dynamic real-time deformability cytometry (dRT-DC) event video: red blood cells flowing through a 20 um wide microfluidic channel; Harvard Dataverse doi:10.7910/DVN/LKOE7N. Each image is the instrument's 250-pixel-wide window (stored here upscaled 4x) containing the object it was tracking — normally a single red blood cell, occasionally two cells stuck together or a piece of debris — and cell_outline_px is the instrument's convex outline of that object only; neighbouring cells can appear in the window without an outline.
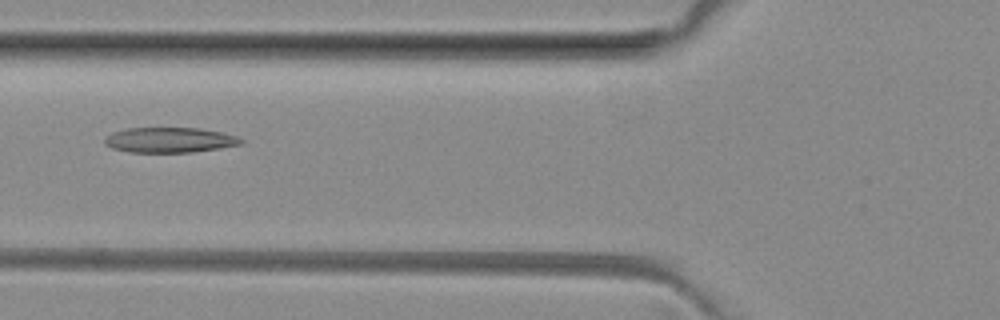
{"species": "common noctule bat (a hibernating species)", "species_latin": "Nyctalus noctula", "temperature_condition": "room temperature", "stored_images_in_passage": 5, "camera_frame_rate_fps": 3000, "um_per_image_px": 0.085, "animal": {"sex": "female", "body_mass_g": 29.2, "forearm_length_mm": 56.3}, "frame": {"image": 1, "passage_image": 5, "time_ms": 6.0, "image_size_px": [1000, 320], "cell_outline_px": [[244, 144], [220, 148], [192, 152], [128, 152], [112, 148], [104, 144], [104, 140], [112, 132], [128, 128], [200, 128], [224, 132], [236, 136], [244, 140]], "centroid_in_image_um": [14.46, 11.9], "position_along_channel_um": 111.3, "area_um2": 20.11}}